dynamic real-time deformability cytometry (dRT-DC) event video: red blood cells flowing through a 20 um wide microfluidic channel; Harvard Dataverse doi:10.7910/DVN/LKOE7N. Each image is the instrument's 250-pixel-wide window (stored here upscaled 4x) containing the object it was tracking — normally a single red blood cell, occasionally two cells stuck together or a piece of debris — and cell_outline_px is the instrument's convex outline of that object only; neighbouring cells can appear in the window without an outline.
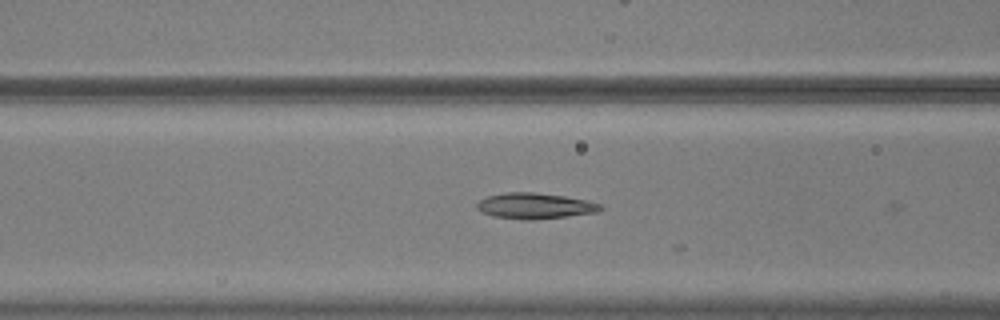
{"species": "common noctule bat (a hibernating species)", "species_latin": "Nyctalus noctula", "temperature_condition": "warm", "stored_images_in_passage": 6, "camera_frame_rate_fps": 3000, "um_per_image_px": 0.085, "animal": {"sex": "male", "body_mass_g": 20.5, "forearm_length_mm": 52.5}, "frame": {"image": 1, "passage_image": 4, "time_ms": 1.0, "image_size_px": [1000, 320], "cell_outline_px": [[604, 208], [600, 212], [532, 220], [528, 220], [492, 216], [480, 212], [476, 208], [476, 204], [480, 200], [488, 196], [504, 192], [536, 192], [564, 196], [584, 200], [600, 204]], "centroid_in_image_um": [45.44, 17.5], "position_along_channel_um": 121.2, "area_um2": 18.61}}